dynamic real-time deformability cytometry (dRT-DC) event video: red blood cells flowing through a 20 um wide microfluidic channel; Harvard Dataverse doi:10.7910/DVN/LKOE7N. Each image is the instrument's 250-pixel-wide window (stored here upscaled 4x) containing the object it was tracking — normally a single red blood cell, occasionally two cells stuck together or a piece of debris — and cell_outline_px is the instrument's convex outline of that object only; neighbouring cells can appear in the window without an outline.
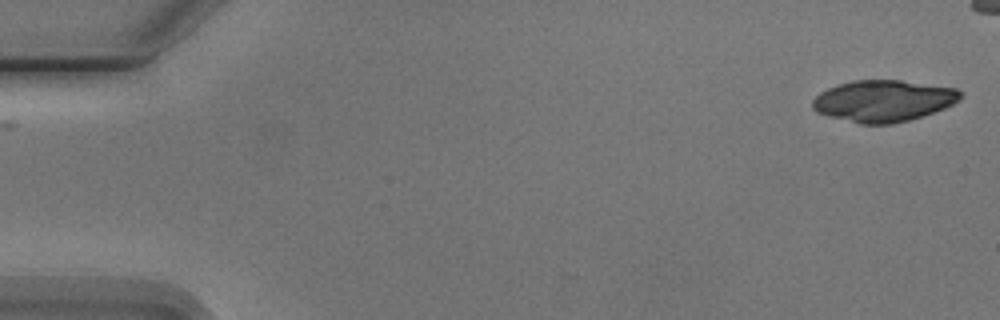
{"species": "Egyptian fruit bat (a non-hibernating species)", "species_latin": "Rousettus aegyptiacus", "temperature_condition": "cold", "stored_images_in_passage": 2, "camera_frame_rate_fps": 3000, "um_per_image_px": 0.085, "animal": {"sex": "male"}, "frame": {"image": 1, "passage_image": 2, "time_ms": 1.333, "image_size_px": [1000, 320], "cell_outline_px": [[964, 92], [960, 100], [944, 108], [908, 120], [892, 124], [860, 124], [828, 116], [816, 112], [812, 108], [812, 100], [820, 92], [828, 88], [852, 80], [900, 80], [956, 88]], "centroid_in_image_um": [75.08, 8.57], "position_along_channel_um": 9.9, "area_um2": 35.78}}